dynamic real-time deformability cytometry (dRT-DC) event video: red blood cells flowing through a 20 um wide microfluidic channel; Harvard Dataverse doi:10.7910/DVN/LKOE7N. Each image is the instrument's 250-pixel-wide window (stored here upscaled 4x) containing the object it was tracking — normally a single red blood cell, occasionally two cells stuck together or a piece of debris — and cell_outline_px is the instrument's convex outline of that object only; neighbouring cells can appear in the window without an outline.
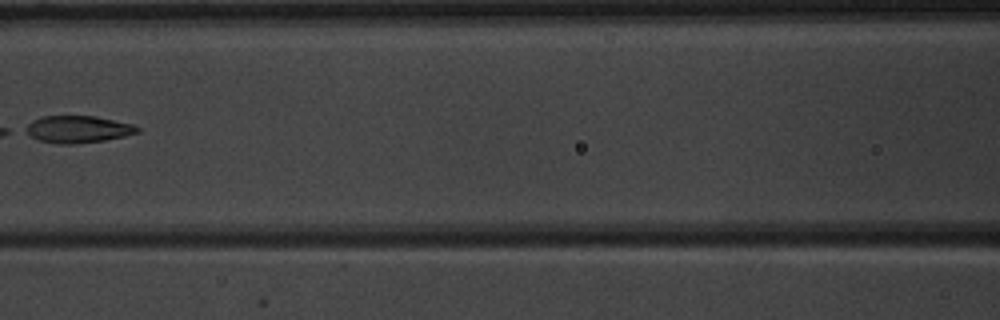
{"species": "common noctule bat (a hibernating species)", "species_latin": "Nyctalus noctula", "temperature_condition": "warm", "stored_images_in_passage": 7, "camera_frame_rate_fps": 3000, "um_per_image_px": 0.085, "animal": {"sex": "male", "body_mass_g": 20.1, "forearm_length_mm": 53.5}, "frame": {"image": 1, "passage_image": 6, "time_ms": 6.0, "image_size_px": [1000, 320], "cell_outline_px": [[140, 132], [124, 136], [104, 140], [76, 144], [60, 144], [36, 140], [24, 132], [20, 128], [32, 120], [40, 116], [96, 116], [132, 124], [140, 128]], "centroid_in_image_um": [6.53, 10.99], "position_along_channel_um": 160.1, "area_um2": 17.98}}
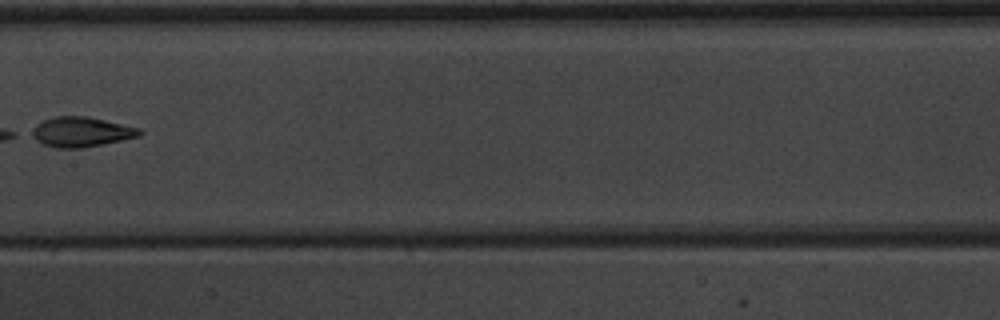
{"frame": {"image": 2, "passage_image": 7, "time_ms": 7.0, "image_size_px": [1000, 320], "cell_outline_px": [[144, 132], [140, 136], [104, 144], [84, 148], [56, 148], [44, 144], [28, 136], [28, 132], [36, 124], [44, 120], [56, 116], [88, 116], [140, 128]], "centroid_in_image_um": [6.87, 11.22], "position_along_channel_um": 200.5, "area_um2": 19.07}}